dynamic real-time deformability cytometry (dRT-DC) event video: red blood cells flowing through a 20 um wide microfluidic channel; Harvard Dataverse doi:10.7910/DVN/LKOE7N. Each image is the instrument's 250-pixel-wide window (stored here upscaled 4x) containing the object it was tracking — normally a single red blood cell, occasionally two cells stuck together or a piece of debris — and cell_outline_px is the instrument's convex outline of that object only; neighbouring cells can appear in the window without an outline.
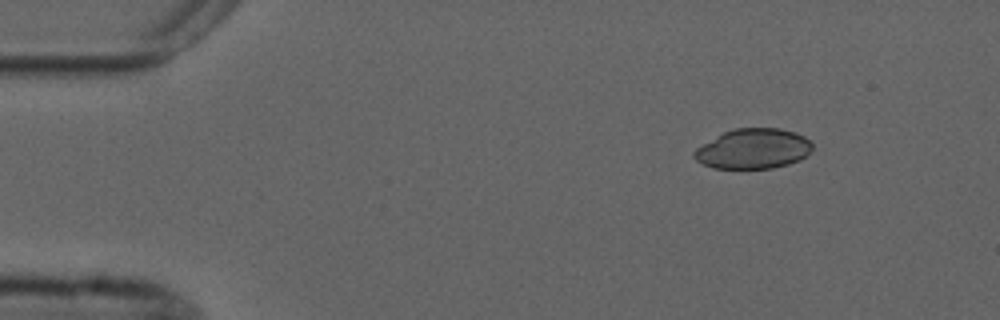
{"species": "common noctule bat (a hibernating species)", "species_latin": "Nyctalus noctula", "temperature_condition": "cold", "stored_images_in_passage": 4, "camera_frame_rate_fps": 3000, "um_per_image_px": 0.085, "animal": {"sex": "male", "forearm_length_mm": 52.5}, "frame": {"image": 1, "passage_image": 1, "time_ms": 0.0, "image_size_px": [1000, 320], "cell_outline_px": [[812, 148], [800, 160], [788, 164], [772, 168], [712, 168], [696, 160], [692, 156], [692, 152], [696, 148], [724, 132], [736, 128], [780, 128], [796, 132], [804, 136], [812, 144]], "centroid_in_image_um": [64.01, 12.64], "position_along_channel_um": 21.0, "area_um2": 27.46}}